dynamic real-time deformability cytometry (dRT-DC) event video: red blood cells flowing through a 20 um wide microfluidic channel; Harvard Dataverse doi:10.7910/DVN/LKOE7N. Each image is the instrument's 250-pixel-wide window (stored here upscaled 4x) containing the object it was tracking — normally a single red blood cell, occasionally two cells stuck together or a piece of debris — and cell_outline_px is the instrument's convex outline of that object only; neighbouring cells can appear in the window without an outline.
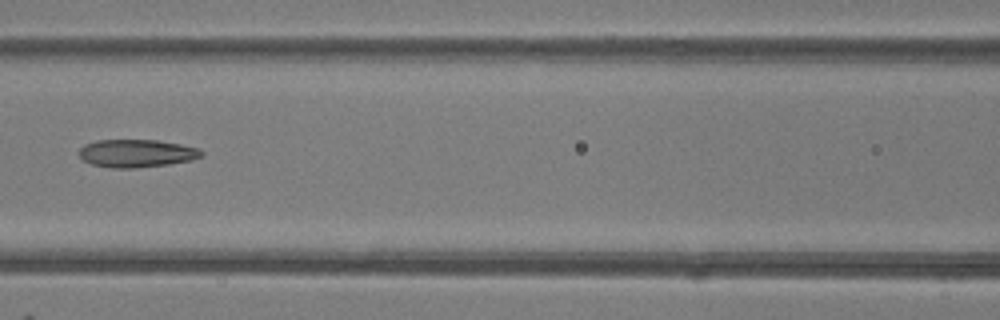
{"species": "common noctule bat (a hibernating species)", "species_latin": "Nyctalus noctula", "temperature_condition": "room temperature", "stored_images_in_passage": 30, "camera_frame_rate_fps": 3000, "um_per_image_px": 0.085, "animal": {"sex": "female"}, "frame": {"image": 1, "passage_image": 9, "time_ms": 2.667, "image_size_px": [1000, 320], "cell_outline_px": [[204, 156], [192, 160], [168, 164], [132, 168], [112, 168], [92, 164], [84, 160], [80, 156], [80, 148], [84, 144], [96, 140], [156, 140], [180, 144], [200, 148], [204, 152]], "centroid_in_image_um": [11.65, 13.03], "position_along_channel_um": 155.0, "area_um2": 19.88}, "authors_computed_cell_mechanics": {"area_um2": 20.1722, "velocity_mm_per_s": 4.1766, "shape_relaxation_time_tau1_ms": null, "shape_relaxation_time_tau2_ms": 5.5421, "deformation_change_tau1": null, "deformation_change_tau2": 0.1655}}